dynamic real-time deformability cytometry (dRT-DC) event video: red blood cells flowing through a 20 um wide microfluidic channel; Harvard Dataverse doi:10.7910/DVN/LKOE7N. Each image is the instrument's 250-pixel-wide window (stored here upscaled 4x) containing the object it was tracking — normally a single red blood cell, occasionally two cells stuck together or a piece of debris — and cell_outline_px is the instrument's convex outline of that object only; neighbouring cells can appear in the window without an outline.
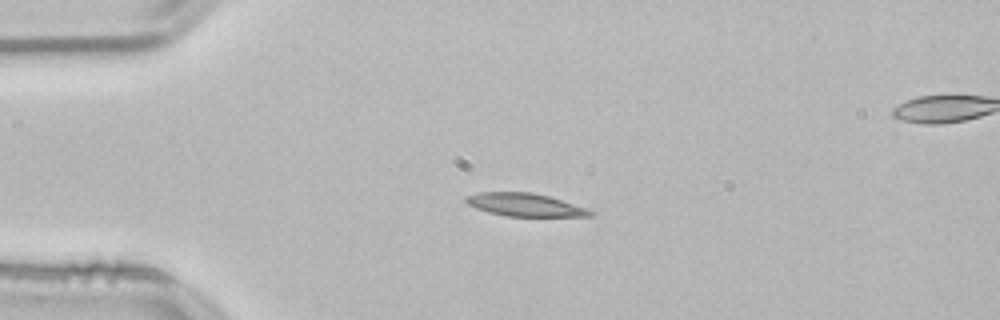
{"species": "common noctule bat (a hibernating species)", "species_latin": "Nyctalus noctula", "temperature_condition": "room temperature", "stored_images_in_passage": 43, "segment_of_instrument_passage": [1, 2], "camera_frame_rate_fps": 3000, "um_per_image_px": 0.085, "animal": {"sex": "male", "body_mass_g": 21.5, "forearm_length_mm": 52.0}, "frame": {"image": 1, "passage_image": 1, "time_ms": 0.0, "image_size_px": [1000, 320], "cell_outline_px": [[596, 212], [592, 216], [508, 216], [488, 212], [476, 208], [468, 204], [464, 200], [464, 196], [476, 192], [532, 192], [548, 196], [588, 208]], "centroid_in_image_um": [44.61, 17.4], "position_along_channel_um": 40.4, "area_um2": 16.7}}
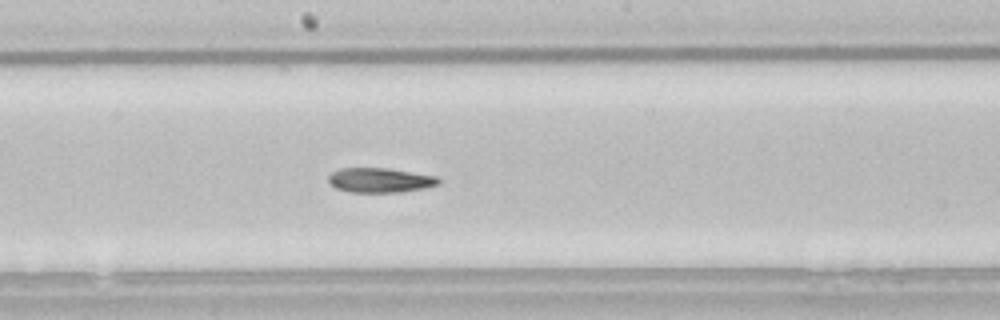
{"frame": {"image": 2, "passage_image": 17, "time_ms": 5.333, "image_size_px": [1000, 320], "cell_outline_px": [[440, 184], [424, 188], [400, 192], [348, 192], [336, 188], [328, 180], [328, 176], [332, 172], [340, 168], [388, 168], [436, 176], [440, 180]], "centroid_in_image_um": [32.3, 15.31], "position_along_channel_um": 215.9, "area_um2": 15.78}}
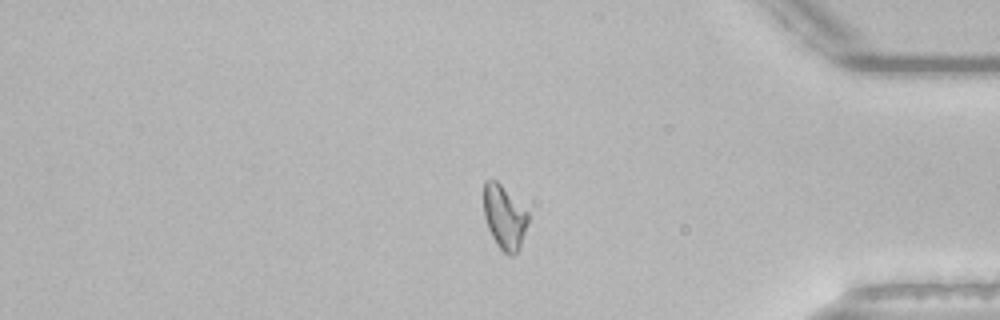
{"frame": {"image": 3, "passage_image": 33, "time_ms": 10.667, "image_size_px": [1000, 320], "cell_outline_px": [[528, 220], [520, 248], [512, 256], [508, 256], [496, 244], [488, 228], [484, 216], [484, 180], [492, 176], [528, 212]], "centroid_in_image_um": [42.85, 18.45], "position_along_channel_um": 392.4, "area_um2": 16.47}}